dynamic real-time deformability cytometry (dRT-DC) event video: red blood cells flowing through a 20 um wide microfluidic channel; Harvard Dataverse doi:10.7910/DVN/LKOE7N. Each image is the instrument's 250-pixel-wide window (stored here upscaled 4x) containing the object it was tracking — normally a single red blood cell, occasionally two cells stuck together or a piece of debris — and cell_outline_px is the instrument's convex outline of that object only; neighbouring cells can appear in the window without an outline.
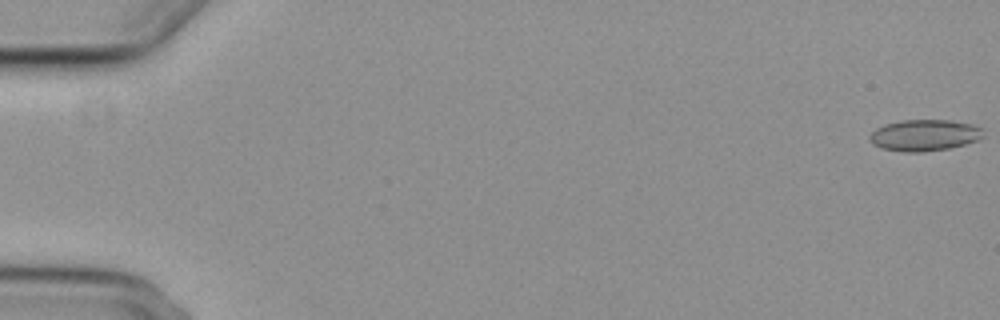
{"species": "common noctule bat (a hibernating species)", "species_latin": "Nyctalus noctula", "temperature_condition": "cold", "stored_images_in_passage": 3, "camera_frame_rate_fps": 3000, "um_per_image_px": 0.085, "animal": {"sex": "female", "body_mass_g": 29.2, "forearm_length_mm": 56.3}, "frame": {"image": 1, "passage_image": 1, "time_ms": 0.0, "image_size_px": [1000, 320], "cell_outline_px": [[984, 136], [980, 140], [948, 148], [920, 152], [904, 152], [884, 148], [872, 144], [868, 136], [876, 128], [884, 124], [900, 120], [948, 120], [972, 124], [984, 128]], "centroid_in_image_um": [78.6, 11.48], "position_along_channel_um": 6.4, "area_um2": 20.87}}